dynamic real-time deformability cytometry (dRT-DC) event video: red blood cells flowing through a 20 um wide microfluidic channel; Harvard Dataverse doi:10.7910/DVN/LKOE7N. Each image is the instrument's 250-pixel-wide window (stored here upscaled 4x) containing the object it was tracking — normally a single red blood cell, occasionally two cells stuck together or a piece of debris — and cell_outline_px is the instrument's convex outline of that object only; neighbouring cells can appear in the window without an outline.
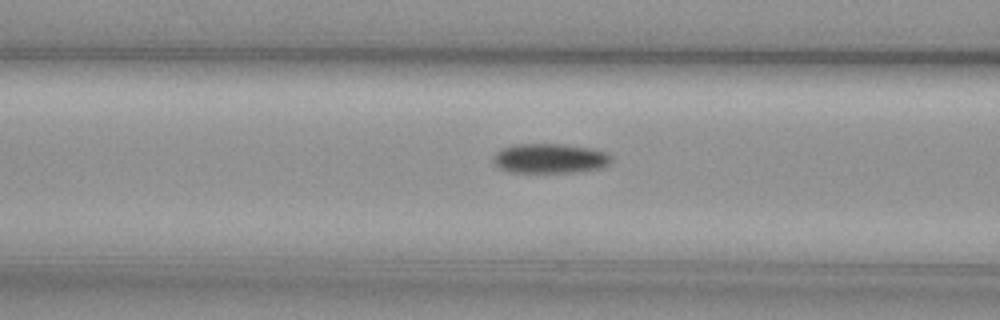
{"species": "common noctule bat (a hibernating species)", "species_latin": "Nyctalus noctula", "temperature_condition": "cold", "stored_images_in_passage": 35, "camera_frame_rate_fps": 3000, "um_per_image_px": 0.085, "animal": {"sex": "female", "body_mass_g": 29.2, "forearm_length_mm": 56.3}, "frame": {"image": 1, "passage_image": 6, "time_ms": 1.667, "image_size_px": [1000, 320], "cell_outline_px": [[612, 160], [608, 164], [600, 168], [580, 172], [508, 172], [496, 168], [492, 160], [492, 156], [500, 148], [512, 144], [564, 144], [588, 148], [604, 152], [612, 156]], "centroid_in_image_um": [46.66, 13.47], "position_along_channel_um": 119.9, "area_um2": 20.69}}
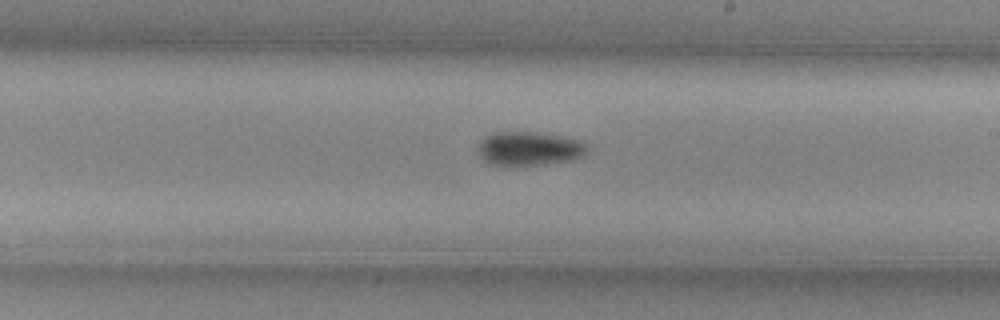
{"frame": {"image": 2, "passage_image": 16, "time_ms": 5.0, "image_size_px": [1000, 320], "cell_outline_px": [[588, 152], [572, 160], [544, 164], [512, 168], [504, 168], [488, 164], [480, 156], [476, 148], [484, 136], [492, 132], [536, 132], [560, 136], [580, 140], [588, 144]], "centroid_in_image_um": [44.91, 12.67], "position_along_channel_um": 244.1, "area_um2": 22.43}}
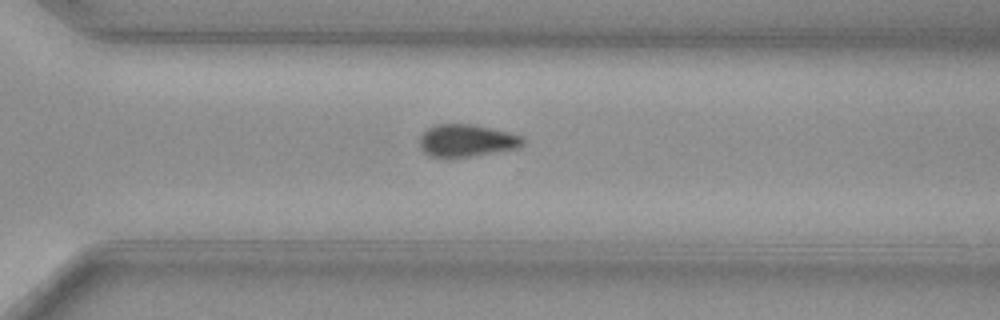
{"frame": {"image": 3, "passage_image": 23, "time_ms": 7.333, "image_size_px": [1000, 320], "cell_outline_px": [[524, 144], [520, 148], [472, 156], [432, 156], [424, 152], [420, 148], [420, 136], [428, 128], [436, 124], [472, 124], [512, 132], [520, 136], [524, 140]], "centroid_in_image_um": [39.71, 11.93], "position_along_channel_um": 330.9, "area_um2": 19.36}, "authors_computed_cell_mechanics": {"area_um2": 20.519, "velocity_mm_per_s": 3.734, "shape_relaxation_time_tau1_ms": 3.1753, "shape_relaxation_time_tau2_ms": null, "deformation_change_tau1": 0.0919, "deformation_change_tau2": null}}